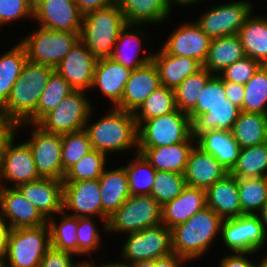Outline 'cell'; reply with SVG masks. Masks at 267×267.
Masks as SVG:
<instances>
[{
  "instance_id": "cell-20",
  "label": "cell",
  "mask_w": 267,
  "mask_h": 267,
  "mask_svg": "<svg viewBox=\"0 0 267 267\" xmlns=\"http://www.w3.org/2000/svg\"><path fill=\"white\" fill-rule=\"evenodd\" d=\"M17 188L48 220L51 214H60L63 209V180L40 178L19 184Z\"/></svg>"
},
{
  "instance_id": "cell-35",
  "label": "cell",
  "mask_w": 267,
  "mask_h": 267,
  "mask_svg": "<svg viewBox=\"0 0 267 267\" xmlns=\"http://www.w3.org/2000/svg\"><path fill=\"white\" fill-rule=\"evenodd\" d=\"M240 112L241 109L230 101L229 104H217L192 122V135L196 138L202 132L214 129L231 131Z\"/></svg>"
},
{
  "instance_id": "cell-10",
  "label": "cell",
  "mask_w": 267,
  "mask_h": 267,
  "mask_svg": "<svg viewBox=\"0 0 267 267\" xmlns=\"http://www.w3.org/2000/svg\"><path fill=\"white\" fill-rule=\"evenodd\" d=\"M160 223L144 230L129 233L128 240L123 246L122 256L128 264L155 260L173 253L171 229Z\"/></svg>"
},
{
  "instance_id": "cell-60",
  "label": "cell",
  "mask_w": 267,
  "mask_h": 267,
  "mask_svg": "<svg viewBox=\"0 0 267 267\" xmlns=\"http://www.w3.org/2000/svg\"><path fill=\"white\" fill-rule=\"evenodd\" d=\"M131 267H154V260H143L130 263Z\"/></svg>"
},
{
  "instance_id": "cell-12",
  "label": "cell",
  "mask_w": 267,
  "mask_h": 267,
  "mask_svg": "<svg viewBox=\"0 0 267 267\" xmlns=\"http://www.w3.org/2000/svg\"><path fill=\"white\" fill-rule=\"evenodd\" d=\"M252 7L247 1L216 6L202 15L196 23L211 39L238 35L246 19L251 16Z\"/></svg>"
},
{
  "instance_id": "cell-41",
  "label": "cell",
  "mask_w": 267,
  "mask_h": 267,
  "mask_svg": "<svg viewBox=\"0 0 267 267\" xmlns=\"http://www.w3.org/2000/svg\"><path fill=\"white\" fill-rule=\"evenodd\" d=\"M136 161H132L128 166H123L131 196L150 195L155 180L156 169L142 156L136 154Z\"/></svg>"
},
{
  "instance_id": "cell-62",
  "label": "cell",
  "mask_w": 267,
  "mask_h": 267,
  "mask_svg": "<svg viewBox=\"0 0 267 267\" xmlns=\"http://www.w3.org/2000/svg\"><path fill=\"white\" fill-rule=\"evenodd\" d=\"M89 265H90L91 267H96V266H93L92 263H91V264L89 263ZM100 267H131V266H130V263L128 264V263H126V262H125V263H123V262L120 263V262H119V263H112V264L104 265V266H103V265H102V266L100 265Z\"/></svg>"
},
{
  "instance_id": "cell-37",
  "label": "cell",
  "mask_w": 267,
  "mask_h": 267,
  "mask_svg": "<svg viewBox=\"0 0 267 267\" xmlns=\"http://www.w3.org/2000/svg\"><path fill=\"white\" fill-rule=\"evenodd\" d=\"M230 173L237 179L267 177V142L241 148L237 163Z\"/></svg>"
},
{
  "instance_id": "cell-43",
  "label": "cell",
  "mask_w": 267,
  "mask_h": 267,
  "mask_svg": "<svg viewBox=\"0 0 267 267\" xmlns=\"http://www.w3.org/2000/svg\"><path fill=\"white\" fill-rule=\"evenodd\" d=\"M62 214L60 225H56L53 218L47 220L50 230V246L58 250L66 251L77 255V227L78 217ZM65 217H64V216Z\"/></svg>"
},
{
  "instance_id": "cell-15",
  "label": "cell",
  "mask_w": 267,
  "mask_h": 267,
  "mask_svg": "<svg viewBox=\"0 0 267 267\" xmlns=\"http://www.w3.org/2000/svg\"><path fill=\"white\" fill-rule=\"evenodd\" d=\"M98 58L79 39L66 57L54 68L73 90L92 88Z\"/></svg>"
},
{
  "instance_id": "cell-13",
  "label": "cell",
  "mask_w": 267,
  "mask_h": 267,
  "mask_svg": "<svg viewBox=\"0 0 267 267\" xmlns=\"http://www.w3.org/2000/svg\"><path fill=\"white\" fill-rule=\"evenodd\" d=\"M32 139L26 141L30 146L40 177L63 180L65 171L62 169V140L60 134L44 131L35 124Z\"/></svg>"
},
{
  "instance_id": "cell-53",
  "label": "cell",
  "mask_w": 267,
  "mask_h": 267,
  "mask_svg": "<svg viewBox=\"0 0 267 267\" xmlns=\"http://www.w3.org/2000/svg\"><path fill=\"white\" fill-rule=\"evenodd\" d=\"M224 89L227 99L235 106L242 109V103L244 98V85L239 83H233L230 81H224Z\"/></svg>"
},
{
  "instance_id": "cell-6",
  "label": "cell",
  "mask_w": 267,
  "mask_h": 267,
  "mask_svg": "<svg viewBox=\"0 0 267 267\" xmlns=\"http://www.w3.org/2000/svg\"><path fill=\"white\" fill-rule=\"evenodd\" d=\"M80 39V32L51 30L39 27L20 44L24 47L27 60L55 68Z\"/></svg>"
},
{
  "instance_id": "cell-28",
  "label": "cell",
  "mask_w": 267,
  "mask_h": 267,
  "mask_svg": "<svg viewBox=\"0 0 267 267\" xmlns=\"http://www.w3.org/2000/svg\"><path fill=\"white\" fill-rule=\"evenodd\" d=\"M132 70L122 66L110 57L99 58L95 67L92 87H99L101 91L111 99L115 107L124 93L127 80Z\"/></svg>"
},
{
  "instance_id": "cell-27",
  "label": "cell",
  "mask_w": 267,
  "mask_h": 267,
  "mask_svg": "<svg viewBox=\"0 0 267 267\" xmlns=\"http://www.w3.org/2000/svg\"><path fill=\"white\" fill-rule=\"evenodd\" d=\"M101 192L102 220L107 231L109 217L131 196L126 172L123 167L103 171L98 178Z\"/></svg>"
},
{
  "instance_id": "cell-8",
  "label": "cell",
  "mask_w": 267,
  "mask_h": 267,
  "mask_svg": "<svg viewBox=\"0 0 267 267\" xmlns=\"http://www.w3.org/2000/svg\"><path fill=\"white\" fill-rule=\"evenodd\" d=\"M162 207L151 195L129 196L109 217V232L128 234L144 230L162 223Z\"/></svg>"
},
{
  "instance_id": "cell-3",
  "label": "cell",
  "mask_w": 267,
  "mask_h": 267,
  "mask_svg": "<svg viewBox=\"0 0 267 267\" xmlns=\"http://www.w3.org/2000/svg\"><path fill=\"white\" fill-rule=\"evenodd\" d=\"M223 219L209 207L171 229L172 251L191 260L206 252L214 237L221 231Z\"/></svg>"
},
{
  "instance_id": "cell-39",
  "label": "cell",
  "mask_w": 267,
  "mask_h": 267,
  "mask_svg": "<svg viewBox=\"0 0 267 267\" xmlns=\"http://www.w3.org/2000/svg\"><path fill=\"white\" fill-rule=\"evenodd\" d=\"M241 215H256L267 202V177L237 179Z\"/></svg>"
},
{
  "instance_id": "cell-46",
  "label": "cell",
  "mask_w": 267,
  "mask_h": 267,
  "mask_svg": "<svg viewBox=\"0 0 267 267\" xmlns=\"http://www.w3.org/2000/svg\"><path fill=\"white\" fill-rule=\"evenodd\" d=\"M185 186L184 174L156 170L150 195L162 207L179 196Z\"/></svg>"
},
{
  "instance_id": "cell-58",
  "label": "cell",
  "mask_w": 267,
  "mask_h": 267,
  "mask_svg": "<svg viewBox=\"0 0 267 267\" xmlns=\"http://www.w3.org/2000/svg\"><path fill=\"white\" fill-rule=\"evenodd\" d=\"M0 216V261L5 260L6 246L8 241V236L10 233V226L4 221Z\"/></svg>"
},
{
  "instance_id": "cell-4",
  "label": "cell",
  "mask_w": 267,
  "mask_h": 267,
  "mask_svg": "<svg viewBox=\"0 0 267 267\" xmlns=\"http://www.w3.org/2000/svg\"><path fill=\"white\" fill-rule=\"evenodd\" d=\"M127 25L117 2L83 16L80 40L99 59L110 57Z\"/></svg>"
},
{
  "instance_id": "cell-31",
  "label": "cell",
  "mask_w": 267,
  "mask_h": 267,
  "mask_svg": "<svg viewBox=\"0 0 267 267\" xmlns=\"http://www.w3.org/2000/svg\"><path fill=\"white\" fill-rule=\"evenodd\" d=\"M117 4L130 25L163 22L171 11L167 0H117Z\"/></svg>"
},
{
  "instance_id": "cell-65",
  "label": "cell",
  "mask_w": 267,
  "mask_h": 267,
  "mask_svg": "<svg viewBox=\"0 0 267 267\" xmlns=\"http://www.w3.org/2000/svg\"><path fill=\"white\" fill-rule=\"evenodd\" d=\"M80 267H91L88 262H84Z\"/></svg>"
},
{
  "instance_id": "cell-64",
  "label": "cell",
  "mask_w": 267,
  "mask_h": 267,
  "mask_svg": "<svg viewBox=\"0 0 267 267\" xmlns=\"http://www.w3.org/2000/svg\"><path fill=\"white\" fill-rule=\"evenodd\" d=\"M0 267H8L4 260L0 261Z\"/></svg>"
},
{
  "instance_id": "cell-48",
  "label": "cell",
  "mask_w": 267,
  "mask_h": 267,
  "mask_svg": "<svg viewBox=\"0 0 267 267\" xmlns=\"http://www.w3.org/2000/svg\"><path fill=\"white\" fill-rule=\"evenodd\" d=\"M217 104H229V100L226 97L224 80L219 74H214L200 92L196 106L188 113L191 121Z\"/></svg>"
},
{
  "instance_id": "cell-55",
  "label": "cell",
  "mask_w": 267,
  "mask_h": 267,
  "mask_svg": "<svg viewBox=\"0 0 267 267\" xmlns=\"http://www.w3.org/2000/svg\"><path fill=\"white\" fill-rule=\"evenodd\" d=\"M116 2L117 0H75V3L83 16L98 9L110 6Z\"/></svg>"
},
{
  "instance_id": "cell-26",
  "label": "cell",
  "mask_w": 267,
  "mask_h": 267,
  "mask_svg": "<svg viewBox=\"0 0 267 267\" xmlns=\"http://www.w3.org/2000/svg\"><path fill=\"white\" fill-rule=\"evenodd\" d=\"M204 152L212 155L228 172L236 165L241 147L228 130H207L196 137Z\"/></svg>"
},
{
  "instance_id": "cell-2",
  "label": "cell",
  "mask_w": 267,
  "mask_h": 267,
  "mask_svg": "<svg viewBox=\"0 0 267 267\" xmlns=\"http://www.w3.org/2000/svg\"><path fill=\"white\" fill-rule=\"evenodd\" d=\"M86 122L84 130L92 149L105 155L108 152L138 148V126L132 112L112 107L109 114L94 124ZM88 126V127H87Z\"/></svg>"
},
{
  "instance_id": "cell-42",
  "label": "cell",
  "mask_w": 267,
  "mask_h": 267,
  "mask_svg": "<svg viewBox=\"0 0 267 267\" xmlns=\"http://www.w3.org/2000/svg\"><path fill=\"white\" fill-rule=\"evenodd\" d=\"M267 65H262L244 85L241 111L267 114Z\"/></svg>"
},
{
  "instance_id": "cell-14",
  "label": "cell",
  "mask_w": 267,
  "mask_h": 267,
  "mask_svg": "<svg viewBox=\"0 0 267 267\" xmlns=\"http://www.w3.org/2000/svg\"><path fill=\"white\" fill-rule=\"evenodd\" d=\"M33 17L47 29L81 32L83 15L75 0H34Z\"/></svg>"
},
{
  "instance_id": "cell-16",
  "label": "cell",
  "mask_w": 267,
  "mask_h": 267,
  "mask_svg": "<svg viewBox=\"0 0 267 267\" xmlns=\"http://www.w3.org/2000/svg\"><path fill=\"white\" fill-rule=\"evenodd\" d=\"M13 135L5 144L0 156V178L19 184L40 179L30 146L24 142L14 144Z\"/></svg>"
},
{
  "instance_id": "cell-61",
  "label": "cell",
  "mask_w": 267,
  "mask_h": 267,
  "mask_svg": "<svg viewBox=\"0 0 267 267\" xmlns=\"http://www.w3.org/2000/svg\"><path fill=\"white\" fill-rule=\"evenodd\" d=\"M199 0H167V3L169 7L171 8L172 2L178 3L180 5H187V4H193L195 2H198Z\"/></svg>"
},
{
  "instance_id": "cell-59",
  "label": "cell",
  "mask_w": 267,
  "mask_h": 267,
  "mask_svg": "<svg viewBox=\"0 0 267 267\" xmlns=\"http://www.w3.org/2000/svg\"><path fill=\"white\" fill-rule=\"evenodd\" d=\"M259 215L260 221L264 225L265 231H267V202L263 205L262 209L259 212Z\"/></svg>"
},
{
  "instance_id": "cell-32",
  "label": "cell",
  "mask_w": 267,
  "mask_h": 267,
  "mask_svg": "<svg viewBox=\"0 0 267 267\" xmlns=\"http://www.w3.org/2000/svg\"><path fill=\"white\" fill-rule=\"evenodd\" d=\"M238 36L245 55L267 65V18L249 16Z\"/></svg>"
},
{
  "instance_id": "cell-21",
  "label": "cell",
  "mask_w": 267,
  "mask_h": 267,
  "mask_svg": "<svg viewBox=\"0 0 267 267\" xmlns=\"http://www.w3.org/2000/svg\"><path fill=\"white\" fill-rule=\"evenodd\" d=\"M160 85L159 73L153 61L132 70L121 101L115 107L134 113Z\"/></svg>"
},
{
  "instance_id": "cell-7",
  "label": "cell",
  "mask_w": 267,
  "mask_h": 267,
  "mask_svg": "<svg viewBox=\"0 0 267 267\" xmlns=\"http://www.w3.org/2000/svg\"><path fill=\"white\" fill-rule=\"evenodd\" d=\"M50 247L48 224L38 227L11 229L6 254L8 267H39L47 249Z\"/></svg>"
},
{
  "instance_id": "cell-9",
  "label": "cell",
  "mask_w": 267,
  "mask_h": 267,
  "mask_svg": "<svg viewBox=\"0 0 267 267\" xmlns=\"http://www.w3.org/2000/svg\"><path fill=\"white\" fill-rule=\"evenodd\" d=\"M84 93L73 90L37 125L44 131L60 135L83 130L92 112L91 102Z\"/></svg>"
},
{
  "instance_id": "cell-57",
  "label": "cell",
  "mask_w": 267,
  "mask_h": 267,
  "mask_svg": "<svg viewBox=\"0 0 267 267\" xmlns=\"http://www.w3.org/2000/svg\"><path fill=\"white\" fill-rule=\"evenodd\" d=\"M187 259L172 253L168 256L154 260V267H180V264Z\"/></svg>"
},
{
  "instance_id": "cell-63",
  "label": "cell",
  "mask_w": 267,
  "mask_h": 267,
  "mask_svg": "<svg viewBox=\"0 0 267 267\" xmlns=\"http://www.w3.org/2000/svg\"><path fill=\"white\" fill-rule=\"evenodd\" d=\"M256 267H267V257H265L259 265L257 264Z\"/></svg>"
},
{
  "instance_id": "cell-30",
  "label": "cell",
  "mask_w": 267,
  "mask_h": 267,
  "mask_svg": "<svg viewBox=\"0 0 267 267\" xmlns=\"http://www.w3.org/2000/svg\"><path fill=\"white\" fill-rule=\"evenodd\" d=\"M245 52L238 35L211 39L208 56L203 64L210 73L217 75L229 65L244 58Z\"/></svg>"
},
{
  "instance_id": "cell-45",
  "label": "cell",
  "mask_w": 267,
  "mask_h": 267,
  "mask_svg": "<svg viewBox=\"0 0 267 267\" xmlns=\"http://www.w3.org/2000/svg\"><path fill=\"white\" fill-rule=\"evenodd\" d=\"M61 140L62 169L65 172L93 150L89 136L84 129L63 134L61 135Z\"/></svg>"
},
{
  "instance_id": "cell-25",
  "label": "cell",
  "mask_w": 267,
  "mask_h": 267,
  "mask_svg": "<svg viewBox=\"0 0 267 267\" xmlns=\"http://www.w3.org/2000/svg\"><path fill=\"white\" fill-rule=\"evenodd\" d=\"M191 143L184 141L169 146L138 147L136 152L142 154L157 171L184 174L194 147Z\"/></svg>"
},
{
  "instance_id": "cell-52",
  "label": "cell",
  "mask_w": 267,
  "mask_h": 267,
  "mask_svg": "<svg viewBox=\"0 0 267 267\" xmlns=\"http://www.w3.org/2000/svg\"><path fill=\"white\" fill-rule=\"evenodd\" d=\"M71 256L72 253L50 246L40 261L39 267H80L84 263L72 264Z\"/></svg>"
},
{
  "instance_id": "cell-22",
  "label": "cell",
  "mask_w": 267,
  "mask_h": 267,
  "mask_svg": "<svg viewBox=\"0 0 267 267\" xmlns=\"http://www.w3.org/2000/svg\"><path fill=\"white\" fill-rule=\"evenodd\" d=\"M229 172L210 154L194 146L184 172L188 186L206 190Z\"/></svg>"
},
{
  "instance_id": "cell-19",
  "label": "cell",
  "mask_w": 267,
  "mask_h": 267,
  "mask_svg": "<svg viewBox=\"0 0 267 267\" xmlns=\"http://www.w3.org/2000/svg\"><path fill=\"white\" fill-rule=\"evenodd\" d=\"M211 38L195 22L181 25L162 47L168 54L194 58L205 63Z\"/></svg>"
},
{
  "instance_id": "cell-17",
  "label": "cell",
  "mask_w": 267,
  "mask_h": 267,
  "mask_svg": "<svg viewBox=\"0 0 267 267\" xmlns=\"http://www.w3.org/2000/svg\"><path fill=\"white\" fill-rule=\"evenodd\" d=\"M99 179L63 181V209L75 212L70 216L102 218V203Z\"/></svg>"
},
{
  "instance_id": "cell-56",
  "label": "cell",
  "mask_w": 267,
  "mask_h": 267,
  "mask_svg": "<svg viewBox=\"0 0 267 267\" xmlns=\"http://www.w3.org/2000/svg\"><path fill=\"white\" fill-rule=\"evenodd\" d=\"M16 125L0 112V156L6 142L16 133Z\"/></svg>"
},
{
  "instance_id": "cell-54",
  "label": "cell",
  "mask_w": 267,
  "mask_h": 267,
  "mask_svg": "<svg viewBox=\"0 0 267 267\" xmlns=\"http://www.w3.org/2000/svg\"><path fill=\"white\" fill-rule=\"evenodd\" d=\"M253 254L250 252H236L233 255L224 257L220 262V267H256L255 263L251 262L244 255Z\"/></svg>"
},
{
  "instance_id": "cell-34",
  "label": "cell",
  "mask_w": 267,
  "mask_h": 267,
  "mask_svg": "<svg viewBox=\"0 0 267 267\" xmlns=\"http://www.w3.org/2000/svg\"><path fill=\"white\" fill-rule=\"evenodd\" d=\"M131 26H134V25L127 24L120 31L116 44L114 46L113 53L110 56V58H112L114 61L118 62L124 67H127L131 70H135L151 62L153 58V54L151 53V55H146V57L144 56V58L142 57L141 59L137 57L139 50H140V46H141L140 38H142L141 35L143 34L142 32H138V31L137 32L129 31L131 30L130 29ZM135 47L136 49H138L137 50L138 52L134 50Z\"/></svg>"
},
{
  "instance_id": "cell-18",
  "label": "cell",
  "mask_w": 267,
  "mask_h": 267,
  "mask_svg": "<svg viewBox=\"0 0 267 267\" xmlns=\"http://www.w3.org/2000/svg\"><path fill=\"white\" fill-rule=\"evenodd\" d=\"M0 216L9 219L11 229L38 227L47 220L17 187L0 186Z\"/></svg>"
},
{
  "instance_id": "cell-1",
  "label": "cell",
  "mask_w": 267,
  "mask_h": 267,
  "mask_svg": "<svg viewBox=\"0 0 267 267\" xmlns=\"http://www.w3.org/2000/svg\"><path fill=\"white\" fill-rule=\"evenodd\" d=\"M53 67L35 64L27 60L22 72L14 83L7 101L0 112L12 121L18 129L21 125L36 124V108Z\"/></svg>"
},
{
  "instance_id": "cell-33",
  "label": "cell",
  "mask_w": 267,
  "mask_h": 267,
  "mask_svg": "<svg viewBox=\"0 0 267 267\" xmlns=\"http://www.w3.org/2000/svg\"><path fill=\"white\" fill-rule=\"evenodd\" d=\"M231 133L241 148L267 142V114L241 111Z\"/></svg>"
},
{
  "instance_id": "cell-51",
  "label": "cell",
  "mask_w": 267,
  "mask_h": 267,
  "mask_svg": "<svg viewBox=\"0 0 267 267\" xmlns=\"http://www.w3.org/2000/svg\"><path fill=\"white\" fill-rule=\"evenodd\" d=\"M34 0H0V26L33 16Z\"/></svg>"
},
{
  "instance_id": "cell-47",
  "label": "cell",
  "mask_w": 267,
  "mask_h": 267,
  "mask_svg": "<svg viewBox=\"0 0 267 267\" xmlns=\"http://www.w3.org/2000/svg\"><path fill=\"white\" fill-rule=\"evenodd\" d=\"M105 161L106 155L93 149L66 171L63 181L97 179L104 171Z\"/></svg>"
},
{
  "instance_id": "cell-40",
  "label": "cell",
  "mask_w": 267,
  "mask_h": 267,
  "mask_svg": "<svg viewBox=\"0 0 267 267\" xmlns=\"http://www.w3.org/2000/svg\"><path fill=\"white\" fill-rule=\"evenodd\" d=\"M212 76V73L202 67L196 73L185 78L174 89L176 108L188 114L196 106L200 92Z\"/></svg>"
},
{
  "instance_id": "cell-5",
  "label": "cell",
  "mask_w": 267,
  "mask_h": 267,
  "mask_svg": "<svg viewBox=\"0 0 267 267\" xmlns=\"http://www.w3.org/2000/svg\"><path fill=\"white\" fill-rule=\"evenodd\" d=\"M138 127V147L169 146L184 141L196 142L192 135V121L179 109L152 119Z\"/></svg>"
},
{
  "instance_id": "cell-49",
  "label": "cell",
  "mask_w": 267,
  "mask_h": 267,
  "mask_svg": "<svg viewBox=\"0 0 267 267\" xmlns=\"http://www.w3.org/2000/svg\"><path fill=\"white\" fill-rule=\"evenodd\" d=\"M261 66L262 64L257 60L245 56L244 58L237 60L232 65L226 67L223 71H221L222 73H219V76L224 81L245 85Z\"/></svg>"
},
{
  "instance_id": "cell-24",
  "label": "cell",
  "mask_w": 267,
  "mask_h": 267,
  "mask_svg": "<svg viewBox=\"0 0 267 267\" xmlns=\"http://www.w3.org/2000/svg\"><path fill=\"white\" fill-rule=\"evenodd\" d=\"M207 207L223 220L241 215L237 178L230 172L205 190Z\"/></svg>"
},
{
  "instance_id": "cell-11",
  "label": "cell",
  "mask_w": 267,
  "mask_h": 267,
  "mask_svg": "<svg viewBox=\"0 0 267 267\" xmlns=\"http://www.w3.org/2000/svg\"><path fill=\"white\" fill-rule=\"evenodd\" d=\"M267 232L256 215L243 214L225 219L221 225V235L225 246L233 252L254 253L263 247Z\"/></svg>"
},
{
  "instance_id": "cell-44",
  "label": "cell",
  "mask_w": 267,
  "mask_h": 267,
  "mask_svg": "<svg viewBox=\"0 0 267 267\" xmlns=\"http://www.w3.org/2000/svg\"><path fill=\"white\" fill-rule=\"evenodd\" d=\"M72 91L68 81L54 70L40 95L36 108V124Z\"/></svg>"
},
{
  "instance_id": "cell-38",
  "label": "cell",
  "mask_w": 267,
  "mask_h": 267,
  "mask_svg": "<svg viewBox=\"0 0 267 267\" xmlns=\"http://www.w3.org/2000/svg\"><path fill=\"white\" fill-rule=\"evenodd\" d=\"M176 109L174 89L160 85L147 97L133 115L139 127L147 119L171 113ZM138 110H141V112Z\"/></svg>"
},
{
  "instance_id": "cell-36",
  "label": "cell",
  "mask_w": 267,
  "mask_h": 267,
  "mask_svg": "<svg viewBox=\"0 0 267 267\" xmlns=\"http://www.w3.org/2000/svg\"><path fill=\"white\" fill-rule=\"evenodd\" d=\"M26 62V51L20 43L0 56V107L7 101Z\"/></svg>"
},
{
  "instance_id": "cell-29",
  "label": "cell",
  "mask_w": 267,
  "mask_h": 267,
  "mask_svg": "<svg viewBox=\"0 0 267 267\" xmlns=\"http://www.w3.org/2000/svg\"><path fill=\"white\" fill-rule=\"evenodd\" d=\"M156 65L160 84L175 89L185 78L199 71L203 65L194 58L173 56L163 48L152 58Z\"/></svg>"
},
{
  "instance_id": "cell-23",
  "label": "cell",
  "mask_w": 267,
  "mask_h": 267,
  "mask_svg": "<svg viewBox=\"0 0 267 267\" xmlns=\"http://www.w3.org/2000/svg\"><path fill=\"white\" fill-rule=\"evenodd\" d=\"M205 207H207L205 190L186 185L179 196L162 206V224L172 229Z\"/></svg>"
},
{
  "instance_id": "cell-50",
  "label": "cell",
  "mask_w": 267,
  "mask_h": 267,
  "mask_svg": "<svg viewBox=\"0 0 267 267\" xmlns=\"http://www.w3.org/2000/svg\"><path fill=\"white\" fill-rule=\"evenodd\" d=\"M91 219V217H78L77 254L79 255L94 251L100 245L99 232Z\"/></svg>"
}]
</instances>
